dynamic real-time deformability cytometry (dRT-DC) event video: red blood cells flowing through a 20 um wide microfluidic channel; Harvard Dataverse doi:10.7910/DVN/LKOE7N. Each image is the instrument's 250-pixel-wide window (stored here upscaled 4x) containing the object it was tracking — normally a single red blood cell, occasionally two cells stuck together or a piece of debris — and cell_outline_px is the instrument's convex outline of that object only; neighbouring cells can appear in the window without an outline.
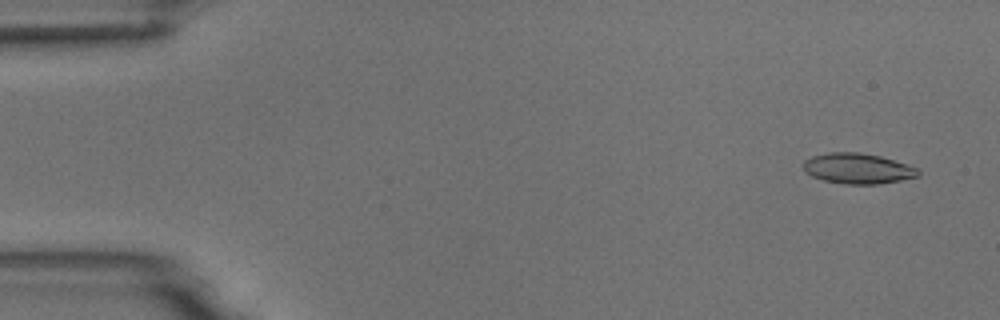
{"species": "common noctule bat (a hibernating species)", "species_latin": "Nyctalus noctula", "temperature_condition": "room temperature", "stored_images_in_passage": 5, "camera_frame_rate_fps": 3000, "um_per_image_px": 0.085, "animal": {"sex": "male", "body_mass_g": 18.8}, "frame": {"image": 1, "passage_image": 1, "time_ms": 0.0, "image_size_px": [1000, 320], "cell_outline_px": [[920, 176], [900, 180], [876, 184], [844, 184], [824, 180], [812, 176], [804, 172], [804, 160], [812, 156], [828, 152], [860, 152], [880, 156], [908, 164], [920, 168]], "centroid_in_image_um": [72.93, 14.31], "position_along_channel_um": 12.1, "area_um2": 20.52}}